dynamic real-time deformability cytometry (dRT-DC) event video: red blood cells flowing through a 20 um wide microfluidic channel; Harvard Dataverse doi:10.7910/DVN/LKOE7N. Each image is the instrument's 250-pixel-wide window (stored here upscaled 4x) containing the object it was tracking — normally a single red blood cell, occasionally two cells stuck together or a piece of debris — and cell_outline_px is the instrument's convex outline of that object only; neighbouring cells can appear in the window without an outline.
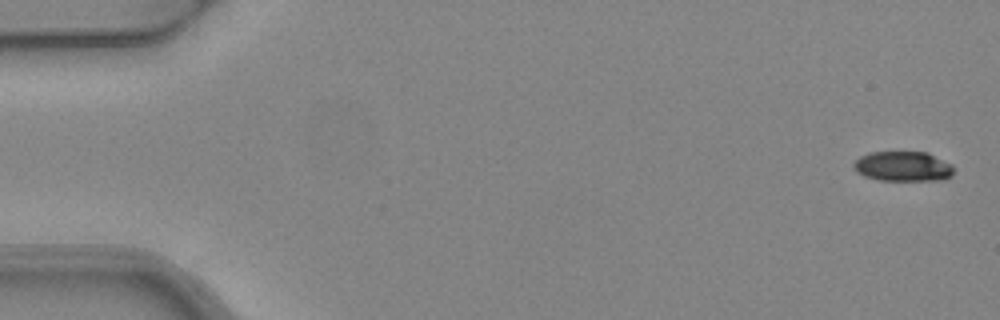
{"species": "common noctule bat (a hibernating species)", "species_latin": "Nyctalus noctula", "temperature_condition": "warm", "stored_images_in_passage": 6, "camera_frame_rate_fps": 3000, "um_per_image_px": 0.085, "animal": {"sex": "female", "body_mass_g": 24.6, "forearm_length_mm": 56.2}, "frame": {"image": 1, "passage_image": 1, "time_ms": 0.0, "image_size_px": [1000, 320], "cell_outline_px": [[952, 176], [944, 180], [880, 180], [864, 176], [856, 172], [852, 164], [860, 156], [868, 152], [928, 152], [952, 164]], "centroid_in_image_um": [76.75, 14.14], "position_along_channel_um": 8.3, "area_um2": 17.57}}
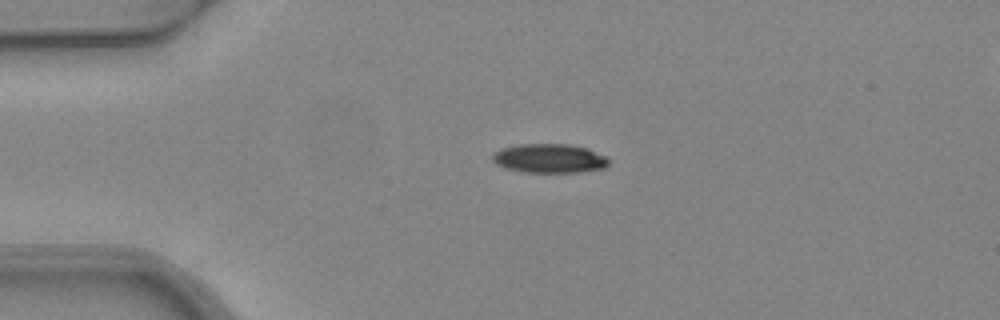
{"frame": {"image": 2, "passage_image": 4, "time_ms": 1.0, "image_size_px": [1000, 320], "cell_outline_px": [[608, 164], [604, 168], [580, 172], [520, 172], [504, 168], [496, 164], [492, 160], [492, 152], [500, 148], [520, 144], [568, 144], [588, 148], [604, 156], [608, 160]], "centroid_in_image_um": [46.64, 13.46], "position_along_channel_um": 38.4, "area_um2": 19.83}}
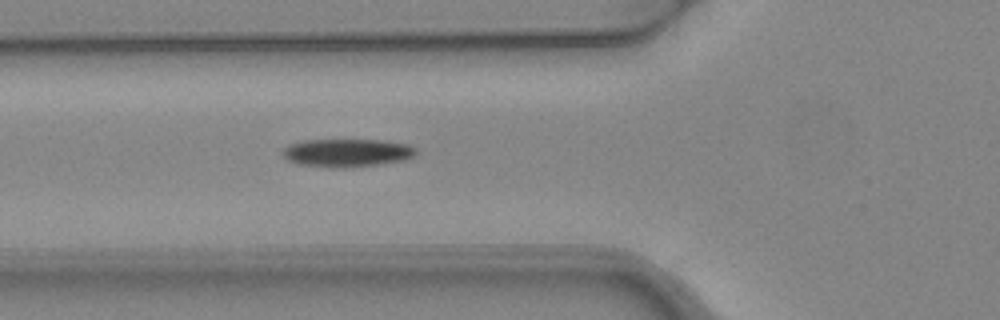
{"frame": {"image": 3, "passage_image": 6, "time_ms": 1.667, "image_size_px": [1000, 320], "cell_outline_px": [[416, 152], [412, 156], [404, 160], [380, 164], [344, 168], [328, 168], [300, 164], [288, 160], [284, 156], [284, 148], [288, 144], [304, 140], [380, 140], [408, 144], [416, 148]], "centroid_in_image_um": [29.49, 12.99], "position_along_channel_um": 96.3, "area_um2": 21.79}}